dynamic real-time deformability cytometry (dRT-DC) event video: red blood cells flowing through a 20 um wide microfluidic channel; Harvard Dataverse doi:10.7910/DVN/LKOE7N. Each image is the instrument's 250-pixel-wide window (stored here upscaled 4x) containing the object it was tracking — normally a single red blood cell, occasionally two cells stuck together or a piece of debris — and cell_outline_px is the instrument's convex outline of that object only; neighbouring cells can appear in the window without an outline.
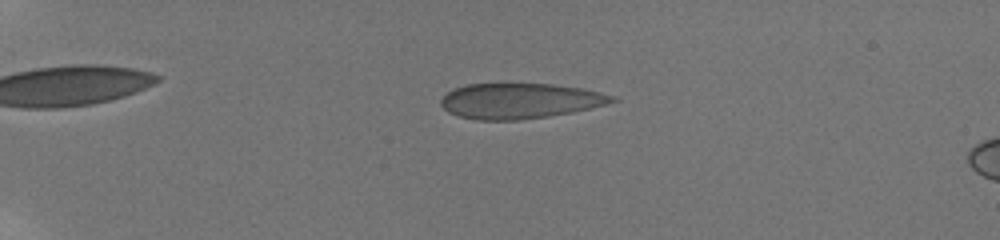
{"species": "human", "species_latin": "Homo sapiens", "temperature_condition": "room temperature", "stored_images_in_passage": 23, "camera_frame_rate_fps": 3000, "um_per_image_px": 0.085, "donor": {"sex": "male"}, "frame": {"image": 1, "passage_image": 9, "time_ms": 4.667, "image_size_px": [1000, 240], "cell_outline_px": [[620, 100], [572, 112], [548, 116], [520, 120], [476, 120], [460, 116], [448, 112], [440, 104], [440, 100], [452, 88], [468, 84], [552, 84], [584, 88], [616, 96]], "centroid_in_image_um": [44.19, 8.57], "position_along_channel_um": 40.8, "area_um2": 35.26}}
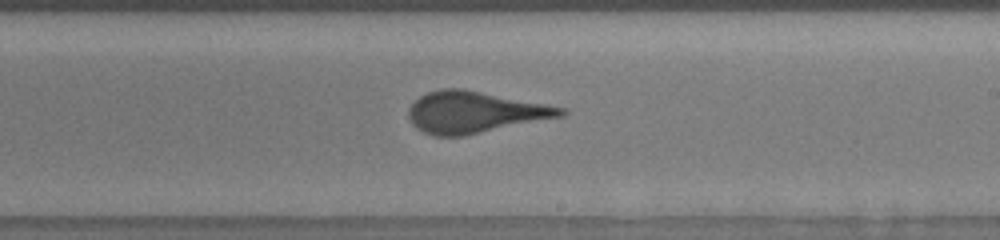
{"frame": {"image": 2, "passage_image": 21, "time_ms": 12.0, "image_size_px": [1000, 240], "cell_outline_px": [[568, 112], [564, 116], [464, 136], [432, 136], [416, 128], [412, 124], [408, 116], [408, 108], [420, 96], [428, 92], [444, 88], [464, 88], [564, 108]], "centroid_in_image_um": [40.32, 9.54], "position_along_channel_um": 248.7, "area_um2": 36.76}}
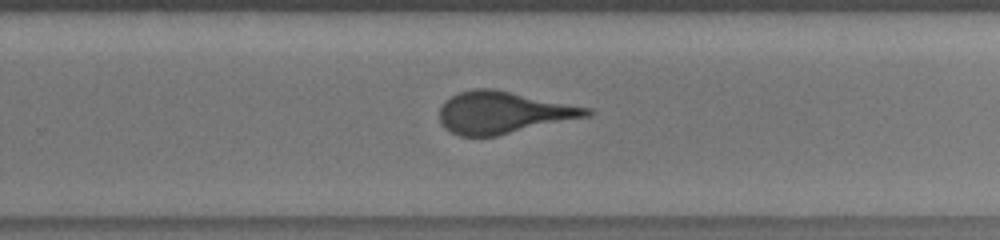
{"frame": {"image": 3, "passage_image": 23, "time_ms": 13.0, "image_size_px": [1000, 240], "cell_outline_px": [[596, 112], [592, 116], [496, 136], [460, 136], [444, 128], [440, 120], [440, 108], [444, 100], [460, 92], [476, 88], [492, 88], [592, 108]], "centroid_in_image_um": [42.82, 9.57], "position_along_channel_um": 287.0, "area_um2": 36.24}}